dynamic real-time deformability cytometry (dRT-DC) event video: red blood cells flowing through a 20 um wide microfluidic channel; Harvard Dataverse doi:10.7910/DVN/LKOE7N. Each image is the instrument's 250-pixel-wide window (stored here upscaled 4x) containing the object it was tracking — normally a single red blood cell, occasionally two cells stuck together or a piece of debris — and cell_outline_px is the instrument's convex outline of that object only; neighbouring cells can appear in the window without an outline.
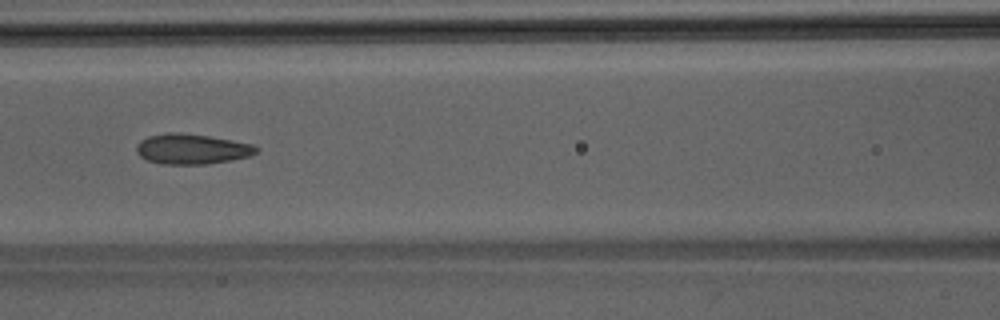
{"species": "Egyptian fruit bat (a non-hibernating species)", "species_latin": "Rousettus aegyptiacus", "temperature_condition": "room temperature", "stored_images_in_passage": 48, "camera_frame_rate_fps": 3000, "um_per_image_px": 0.085, "animal": {"sex": "male"}, "frame": {"image": 1, "passage_image": 22, "time_ms": 7.0, "image_size_px": [1000, 320], "cell_outline_px": [[260, 148], [256, 152], [248, 156], [232, 160], [208, 164], [160, 164], [148, 160], [140, 156], [136, 152], [136, 144], [140, 140], [148, 136], [168, 132], [180, 132], [208, 136], [232, 140], [252, 144]], "centroid_in_image_um": [16.28, 12.66], "position_along_channel_um": 150.3, "area_um2": 21.21}}
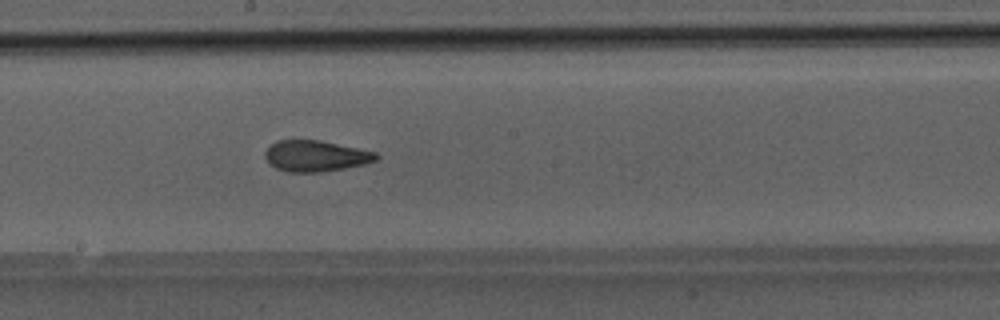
{"frame": {"image": 2, "passage_image": 27, "time_ms": 8.667, "image_size_px": [1000, 320], "cell_outline_px": [[380, 156], [376, 160], [364, 164], [344, 168], [320, 172], [288, 172], [276, 168], [268, 164], [264, 156], [264, 152], [276, 140], [320, 140], [376, 152]], "centroid_in_image_um": [26.8, 13.26], "position_along_channel_um": 221.4, "area_um2": 20.11}}
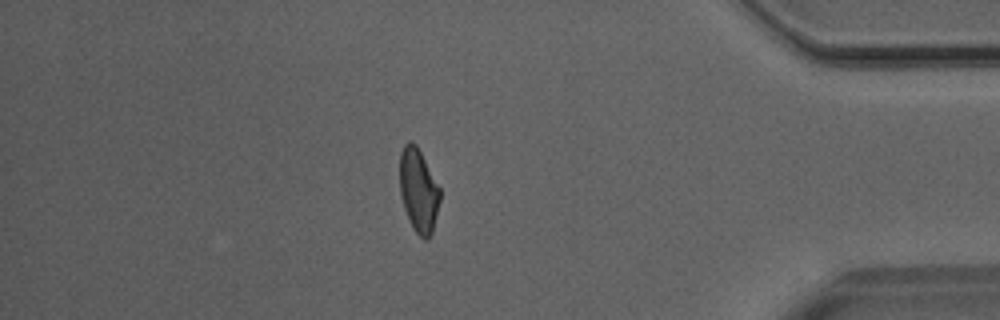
{"frame": {"image": 3, "passage_image": 42, "time_ms": 13.667, "image_size_px": [1000, 320], "cell_outline_px": [[440, 200], [432, 232], [428, 240], [424, 240], [412, 228], [408, 220], [404, 208], [400, 192], [400, 152], [404, 144], [408, 140], [412, 140], [416, 144], [440, 188]], "centroid_in_image_um": [35.56, 16.18], "position_along_channel_um": 399.6, "area_um2": 19.65}}